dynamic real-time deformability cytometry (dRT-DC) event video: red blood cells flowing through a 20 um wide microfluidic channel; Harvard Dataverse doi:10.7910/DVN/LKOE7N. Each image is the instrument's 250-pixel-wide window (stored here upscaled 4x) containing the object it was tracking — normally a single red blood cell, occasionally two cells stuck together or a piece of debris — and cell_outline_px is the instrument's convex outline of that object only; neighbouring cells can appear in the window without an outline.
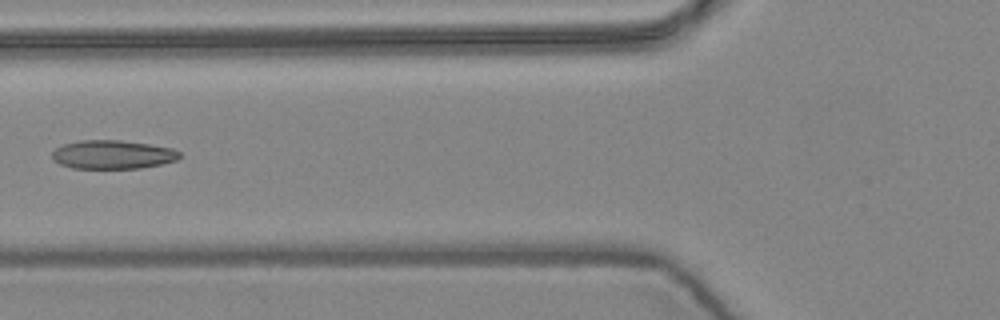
{"species": "common noctule bat (a hibernating species)", "species_latin": "Nyctalus noctula", "temperature_condition": "warm", "stored_images_in_passage": 6, "camera_frame_rate_fps": 3000, "um_per_image_px": 0.085, "animal": {"sex": "female", "body_mass_g": 24.6, "forearm_length_mm": 56.2}, "frame": {"image": 1, "passage_image": 6, "time_ms": 1.667, "image_size_px": [1000, 320], "cell_outline_px": [[180, 156], [176, 160], [160, 164], [140, 168], [72, 168], [60, 164], [52, 160], [52, 152], [56, 148], [64, 144], [80, 140], [120, 140], [148, 144], [172, 148], [180, 152]], "centroid_in_image_um": [9.55, 13.13], "position_along_channel_um": 116.3, "area_um2": 21.21}}